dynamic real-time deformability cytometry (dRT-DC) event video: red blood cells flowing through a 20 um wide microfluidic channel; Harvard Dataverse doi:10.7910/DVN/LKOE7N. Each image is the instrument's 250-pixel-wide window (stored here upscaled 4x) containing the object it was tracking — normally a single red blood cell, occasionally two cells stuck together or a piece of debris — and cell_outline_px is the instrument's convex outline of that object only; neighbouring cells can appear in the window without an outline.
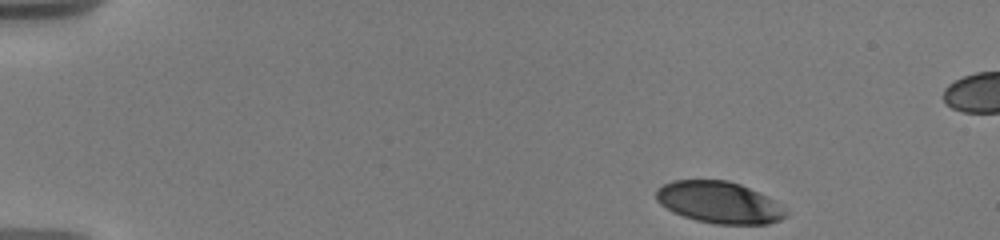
{"species": "human", "species_latin": "Homo sapiens", "temperature_condition": "warm", "stored_images_in_passage": 25, "camera_frame_rate_fps": 3000, "um_per_image_px": 0.085, "donor": {"sex": "male"}, "frame": {"image": 1, "passage_image": 1, "time_ms": 0.0, "image_size_px": [1000, 240], "cell_outline_px": [[788, 216], [780, 220], [768, 224], [716, 224], [696, 220], [684, 216], [660, 204], [656, 200], [656, 188], [672, 180], [728, 180], [740, 184], [768, 196], [776, 200], [788, 212]], "centroid_in_image_um": [61.17, 17.2], "position_along_channel_um": 23.8, "area_um2": 31.62}}
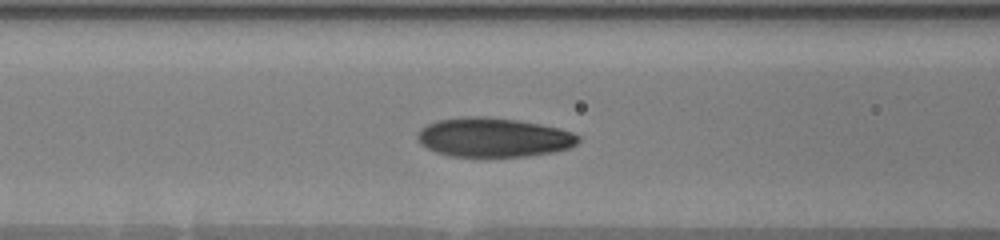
{"frame": {"image": 2, "passage_image": 16, "time_ms": 5.667, "image_size_px": [1000, 240], "cell_outline_px": [[580, 140], [576, 144], [568, 148], [552, 152], [528, 156], [484, 160], [452, 156], [436, 152], [420, 144], [416, 136], [416, 132], [420, 128], [436, 120], [464, 116], [484, 116], [516, 120], [540, 124], [560, 128], [572, 132], [580, 136]], "centroid_in_image_um": [41.91, 11.72], "position_along_channel_um": 124.7, "area_um2": 37.92}}
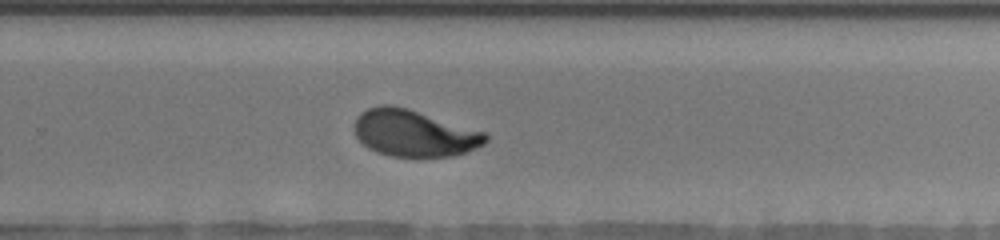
{"frame": {"image": 3, "passage_image": 25, "time_ms": 10.333, "image_size_px": [1000, 240], "cell_outline_px": [[488, 140], [484, 144], [464, 152], [452, 156], [420, 160], [392, 156], [376, 152], [368, 148], [356, 136], [356, 120], [360, 112], [368, 108], [380, 104], [392, 104], [408, 108], [484, 132], [488, 136]], "centroid_in_image_um": [35.19, 11.35], "position_along_channel_um": 294.6, "area_um2": 36.18}}